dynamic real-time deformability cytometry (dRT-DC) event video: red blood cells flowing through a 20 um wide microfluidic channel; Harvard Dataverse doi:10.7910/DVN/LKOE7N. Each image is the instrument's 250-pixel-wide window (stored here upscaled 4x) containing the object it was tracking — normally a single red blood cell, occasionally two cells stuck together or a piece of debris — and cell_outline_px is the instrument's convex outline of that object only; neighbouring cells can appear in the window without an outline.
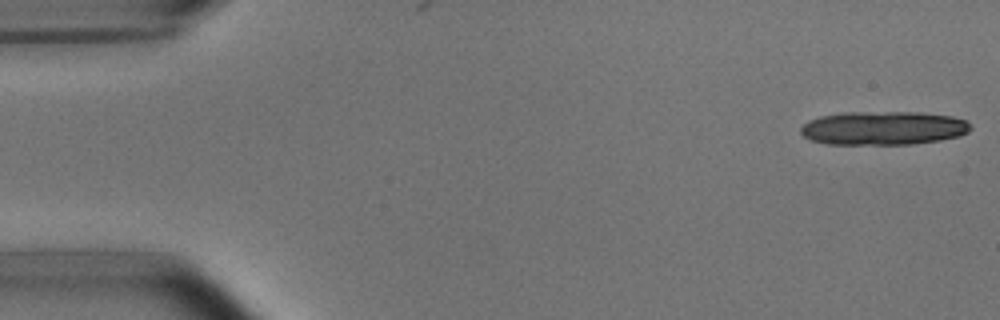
{"species": "common noctule bat (a hibernating species)", "species_latin": "Nyctalus noctula", "temperature_condition": "room temperature", "stored_images_in_passage": 6, "camera_frame_rate_fps": 3000, "um_per_image_px": 0.085, "animal": {"sex": "male", "body_mass_g": 15.6}, "frame": {"image": 1, "passage_image": 1, "time_ms": 0.0, "image_size_px": [1000, 320], "cell_outline_px": [[972, 128], [968, 132], [960, 136], [940, 140], [912, 144], [828, 144], [812, 140], [804, 136], [800, 132], [800, 128], [808, 120], [820, 116], [844, 112], [920, 112], [952, 116], [968, 120]], "centroid_in_image_um": [75.11, 10.88], "position_along_channel_um": 9.9, "area_um2": 33.58}}
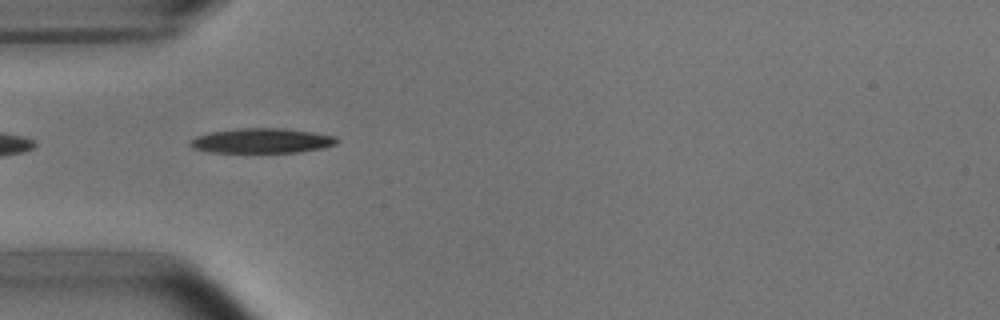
{"frame": {"image": 2, "passage_image": 5, "time_ms": 5.0, "image_size_px": [1000, 320], "cell_outline_px": [[340, 140], [336, 144], [320, 148], [300, 152], [208, 152], [192, 148], [188, 144], [188, 140], [196, 136], [208, 132], [236, 128], [280, 128], [312, 132], [336, 136]], "centroid_in_image_um": [22.19, 11.96], "position_along_channel_um": 62.8, "area_um2": 21.39}}